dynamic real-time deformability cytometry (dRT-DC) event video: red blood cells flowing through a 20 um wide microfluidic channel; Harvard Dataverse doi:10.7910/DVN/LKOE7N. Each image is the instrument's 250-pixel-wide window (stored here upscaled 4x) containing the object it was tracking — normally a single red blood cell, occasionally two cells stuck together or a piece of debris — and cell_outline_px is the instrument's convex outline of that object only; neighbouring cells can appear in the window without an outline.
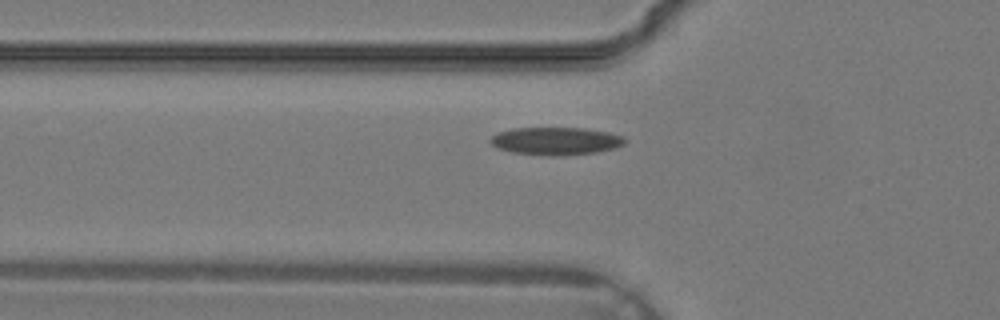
{"species": "common noctule bat (a hibernating species)", "species_latin": "Nyctalus noctula", "temperature_condition": "warm", "stored_images_in_passage": 26, "camera_frame_rate_fps": 3000, "um_per_image_px": 0.085, "animal": {"sex": "male", "body_mass_g": 19.2, "forearm_length_mm": 51.8}, "frame": {"image": 1, "passage_image": 5, "time_ms": 1.333, "image_size_px": [1000, 320], "cell_outline_px": [[628, 140], [624, 144], [616, 148], [596, 152], [564, 156], [548, 156], [512, 152], [500, 148], [492, 144], [488, 140], [492, 136], [500, 132], [512, 128], [584, 128], [608, 132], [624, 136]], "centroid_in_image_um": [47.3, 11.99], "position_along_channel_um": 78.5, "area_um2": 21.85}}
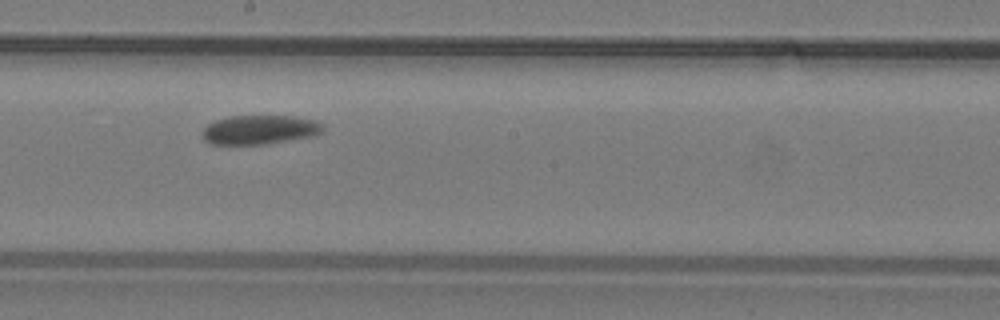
{"frame": {"image": 2, "passage_image": 13, "time_ms": 4.0, "image_size_px": [1000, 320], "cell_outline_px": [[324, 128], [320, 132], [312, 136], [268, 144], [212, 144], [204, 140], [200, 132], [208, 124], [216, 120], [232, 116], [296, 116], [312, 120], [320, 124]], "centroid_in_image_um": [22.02, 11.03], "position_along_channel_um": 226.2, "area_um2": 20.35}}
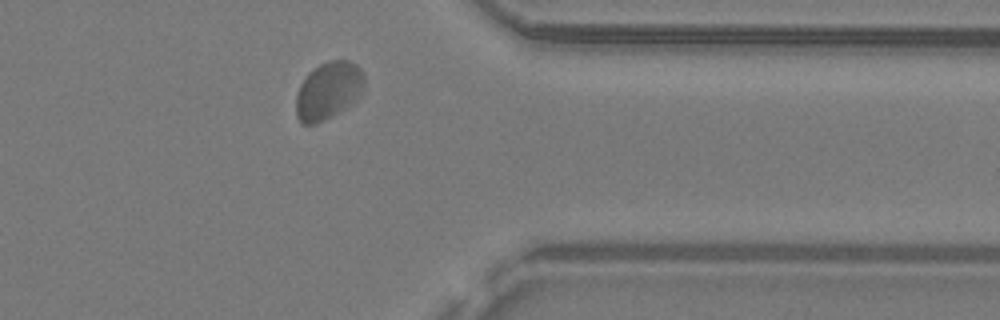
{"frame": {"image": 3, "passage_image": 22, "time_ms": 7.0, "image_size_px": [1000, 320], "cell_outline_px": [[364, 92], [356, 100], [332, 116], [316, 124], [304, 124], [296, 116], [296, 96], [300, 84], [308, 72], [320, 64], [332, 60], [348, 60], [356, 64], [364, 72]], "centroid_in_image_um": [27.93, 7.69], "position_along_channel_um": 383.5, "area_um2": 23.0}}